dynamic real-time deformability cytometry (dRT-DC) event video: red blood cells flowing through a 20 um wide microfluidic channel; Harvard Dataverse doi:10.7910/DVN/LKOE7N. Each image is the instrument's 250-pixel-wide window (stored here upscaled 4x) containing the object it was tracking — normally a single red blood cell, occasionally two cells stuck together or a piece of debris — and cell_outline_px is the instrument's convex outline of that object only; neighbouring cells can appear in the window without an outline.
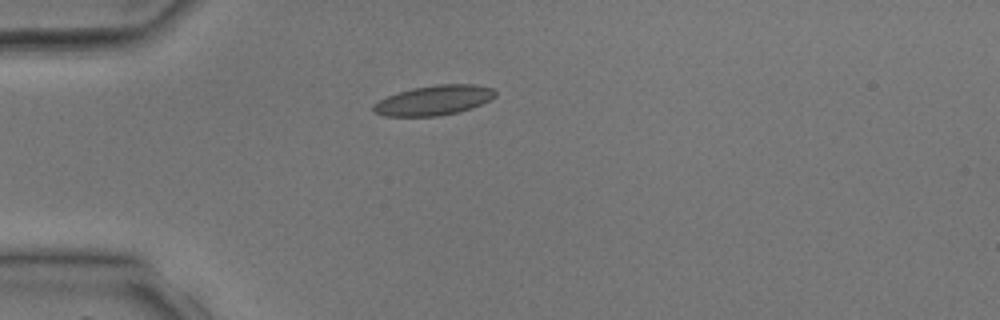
{"species": "common noctule bat (a hibernating species)", "species_latin": "Nyctalus noctula", "temperature_condition": "room temperature", "stored_images_in_passage": 2, "camera_frame_rate_fps": 3000, "um_per_image_px": 0.085, "animal": {"sex": "male", "body_mass_g": 17.9, "forearm_length_mm": 54.2}, "frame": {"image": 1, "passage_image": 2, "time_ms": 2.0, "image_size_px": [1000, 320], "cell_outline_px": [[496, 96], [472, 108], [440, 116], [384, 116], [372, 112], [372, 104], [388, 96], [412, 88], [436, 84], [476, 84], [492, 88], [496, 92]], "centroid_in_image_um": [36.86, 8.52], "position_along_channel_um": 48.1, "area_um2": 21.15}}